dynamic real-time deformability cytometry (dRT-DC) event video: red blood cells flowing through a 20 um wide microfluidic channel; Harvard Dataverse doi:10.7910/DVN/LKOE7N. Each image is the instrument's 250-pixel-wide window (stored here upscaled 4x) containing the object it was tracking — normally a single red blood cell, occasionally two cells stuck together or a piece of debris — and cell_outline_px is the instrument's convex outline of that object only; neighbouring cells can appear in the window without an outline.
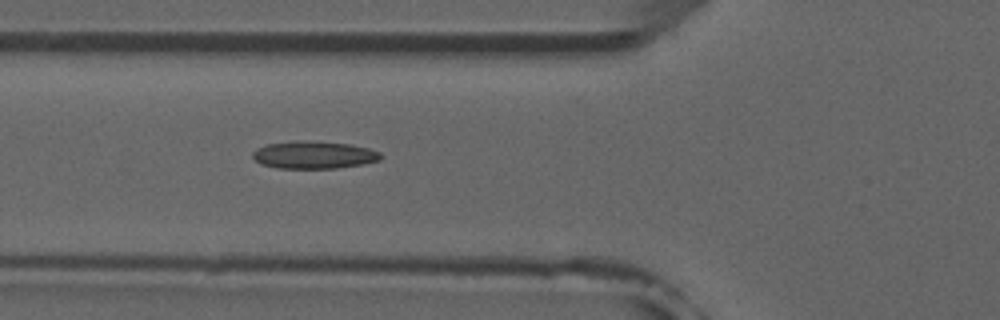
{"species": "common noctule bat (a hibernating species)", "species_latin": "Nyctalus noctula", "temperature_condition": "room temperature", "stored_images_in_passage": 5, "camera_frame_rate_fps": 3000, "um_per_image_px": 0.085, "animal": {"sex": "male", "forearm_length_mm": 52.5}, "frame": {"image": 1, "passage_image": 5, "time_ms": 5.667, "image_size_px": [1000, 320], "cell_outline_px": [[380, 160], [364, 164], [336, 168], [276, 168], [260, 164], [252, 156], [252, 152], [256, 148], [268, 144], [292, 140], [300, 140], [352, 144], [368, 148], [380, 152]], "centroid_in_image_um": [26.65, 13.16], "position_along_channel_um": 99.1, "area_um2": 20.63}}